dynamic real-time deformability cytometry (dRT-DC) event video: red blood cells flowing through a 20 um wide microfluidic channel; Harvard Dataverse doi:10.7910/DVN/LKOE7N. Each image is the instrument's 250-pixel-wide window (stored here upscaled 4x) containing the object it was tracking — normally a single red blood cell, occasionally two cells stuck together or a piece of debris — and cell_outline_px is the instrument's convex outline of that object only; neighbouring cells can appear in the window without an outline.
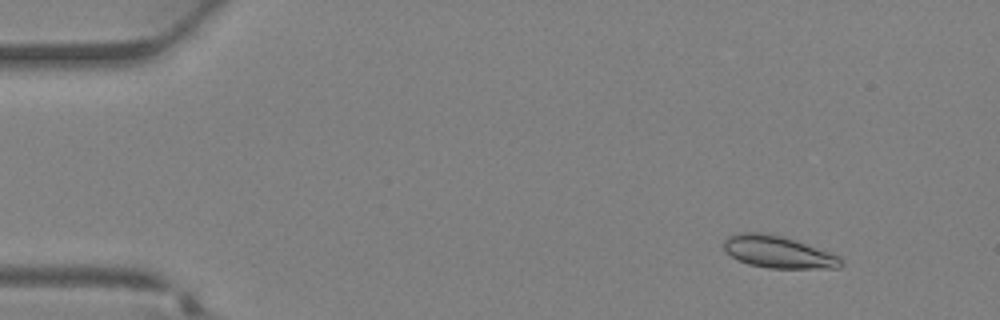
{"species": "Egyptian fruit bat (a non-hibernating species)", "species_latin": "Rousettus aegyptiacus", "temperature_condition": "warm", "stored_images_in_passage": 37, "camera_frame_rate_fps": 3000, "um_per_image_px": 0.085, "animal": {"sex": "female"}, "frame": {"image": 1, "passage_image": 4, "time_ms": 1.0, "image_size_px": [1000, 320], "cell_outline_px": [[844, 264], [840, 268], [768, 268], [748, 264], [732, 256], [724, 248], [724, 240], [728, 236], [740, 232], [760, 232], [784, 236], [796, 240], [840, 256], [844, 260]], "centroid_in_image_um": [66.18, 21.42], "position_along_channel_um": 18.8, "area_um2": 21.96}}
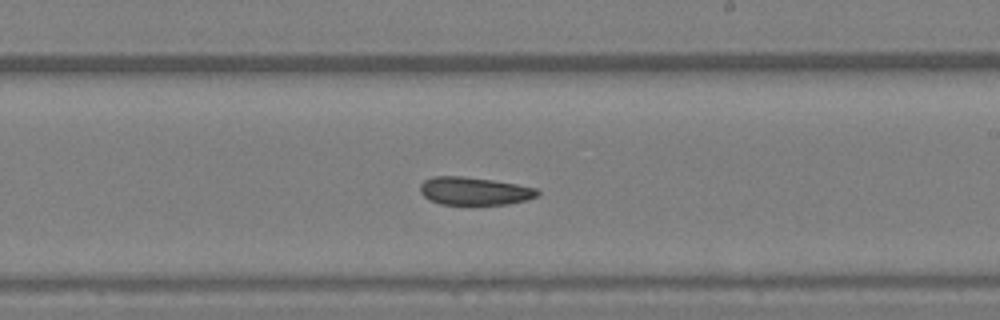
{"frame": {"image": 2, "passage_image": 22, "time_ms": 7.0, "image_size_px": [1000, 320], "cell_outline_px": [[540, 196], [508, 204], [440, 204], [428, 200], [420, 192], [420, 184], [424, 180], [432, 176], [464, 176], [492, 180], [516, 184], [536, 188], [540, 192]], "centroid_in_image_um": [40.3, 16.23], "position_along_channel_um": 248.7, "area_um2": 19.13}}
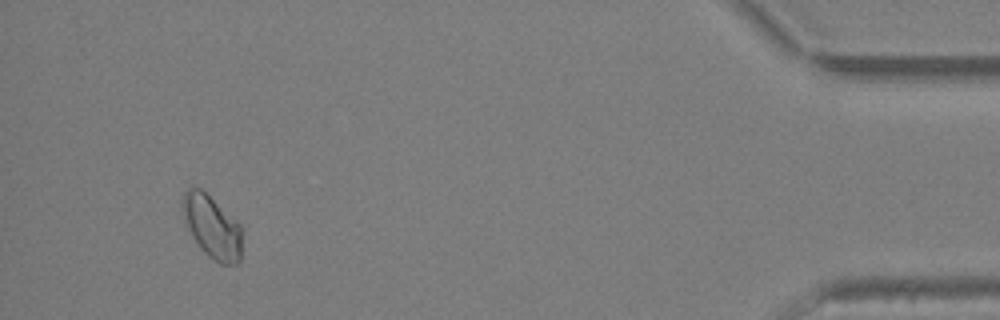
{"frame": {"image": 3, "passage_image": 35, "time_ms": 11.333, "image_size_px": [1000, 320], "cell_outline_px": [[240, 260], [236, 264], [220, 264], [208, 256], [200, 248], [184, 224], [180, 208], [180, 200], [184, 192], [192, 184], [200, 188], [236, 220], [240, 224]], "centroid_in_image_um": [17.94, 19.24], "position_along_channel_um": 417.3, "area_um2": 21.96}}